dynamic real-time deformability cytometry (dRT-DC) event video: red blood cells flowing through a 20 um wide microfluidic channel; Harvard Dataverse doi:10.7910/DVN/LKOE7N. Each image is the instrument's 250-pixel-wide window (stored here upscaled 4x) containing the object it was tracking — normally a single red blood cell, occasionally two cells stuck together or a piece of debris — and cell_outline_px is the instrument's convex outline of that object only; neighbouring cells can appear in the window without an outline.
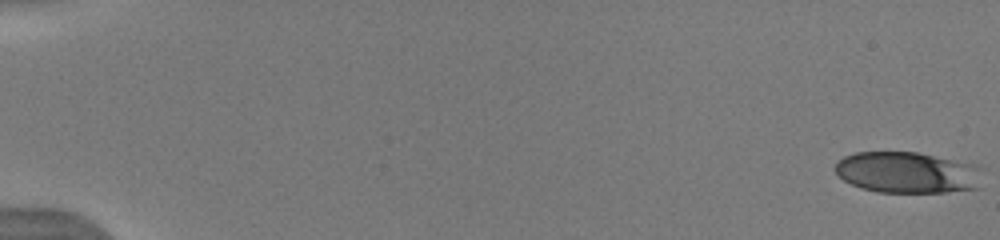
{"species": "human", "species_latin": "Homo sapiens", "temperature_condition": "warm", "stored_images_in_passage": 9, "camera_frame_rate_fps": 3000, "um_per_image_px": 0.085, "donor": {"sex": "male"}, "frame": {"image": 1, "passage_image": 1, "time_ms": 0.0, "image_size_px": [1000, 240], "cell_outline_px": [[980, 188], [948, 192], [876, 192], [860, 188], [844, 180], [836, 172], [836, 164], [844, 156], [856, 152], [916, 152], [968, 164]], "centroid_in_image_um": [76.94, 14.68], "position_along_channel_um": 8.1, "area_um2": 34.1}}
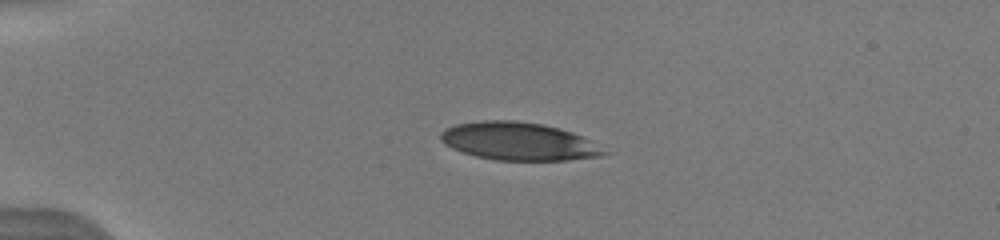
{"frame": {"image": 2, "passage_image": 7, "time_ms": 4.333, "image_size_px": [1000, 240], "cell_outline_px": [[616, 152], [600, 156], [568, 160], [496, 160], [476, 156], [460, 152], [444, 144], [440, 140], [440, 132], [444, 128], [456, 124], [480, 120], [516, 120], [544, 124], [560, 128], [572, 132]], "centroid_in_image_um": [44.12, 12.01], "position_along_channel_um": 40.9, "area_um2": 36.7}}
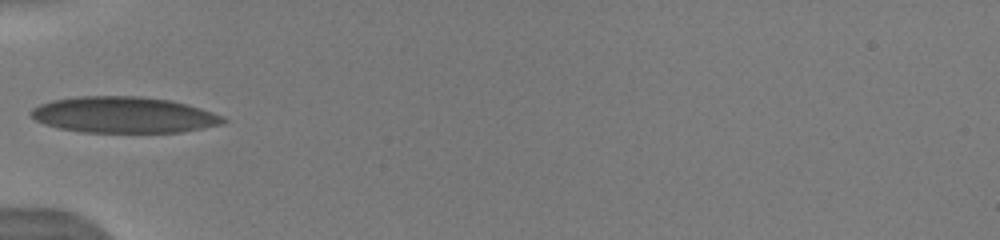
{"frame": {"image": 3, "passage_image": 9, "time_ms": 6.333, "image_size_px": [1000, 240], "cell_outline_px": [[228, 120], [224, 124], [204, 128], [180, 132], [80, 132], [60, 128], [44, 124], [36, 120], [28, 112], [32, 108], [40, 104], [52, 100], [80, 96], [140, 96], [172, 100], [188, 104], [224, 116]], "centroid_in_image_um": [10.54, 9.76], "position_along_channel_um": 74.5, "area_um2": 40.69}}